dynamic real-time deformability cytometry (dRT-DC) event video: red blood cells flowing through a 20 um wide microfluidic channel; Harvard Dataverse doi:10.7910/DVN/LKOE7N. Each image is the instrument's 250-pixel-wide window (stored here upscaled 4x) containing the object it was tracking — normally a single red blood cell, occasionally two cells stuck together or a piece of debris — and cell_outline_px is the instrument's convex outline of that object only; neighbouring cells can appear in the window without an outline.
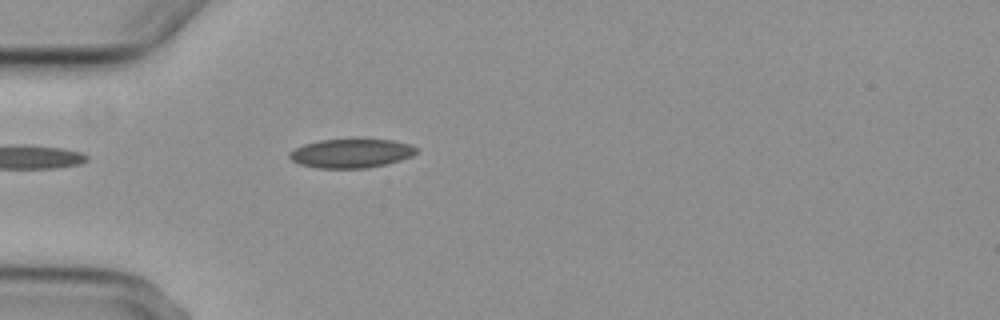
{"species": "common noctule bat (a hibernating species)", "species_latin": "Nyctalus noctula", "temperature_condition": "cold", "stored_images_in_passage": 5, "camera_frame_rate_fps": 3000, "um_per_image_px": 0.085, "animal": {"sex": "female", "body_mass_g": 29.2, "forearm_length_mm": 56.3}, "frame": {"image": 1, "passage_image": 5, "time_ms": 4.667, "image_size_px": [1000, 320], "cell_outline_px": [[420, 148], [412, 156], [400, 160], [368, 168], [320, 168], [300, 164], [292, 160], [288, 156], [288, 152], [304, 144], [320, 140], [392, 140], [408, 144]], "centroid_in_image_um": [29.85, 13.04], "position_along_channel_um": 55.2, "area_um2": 21.15}}